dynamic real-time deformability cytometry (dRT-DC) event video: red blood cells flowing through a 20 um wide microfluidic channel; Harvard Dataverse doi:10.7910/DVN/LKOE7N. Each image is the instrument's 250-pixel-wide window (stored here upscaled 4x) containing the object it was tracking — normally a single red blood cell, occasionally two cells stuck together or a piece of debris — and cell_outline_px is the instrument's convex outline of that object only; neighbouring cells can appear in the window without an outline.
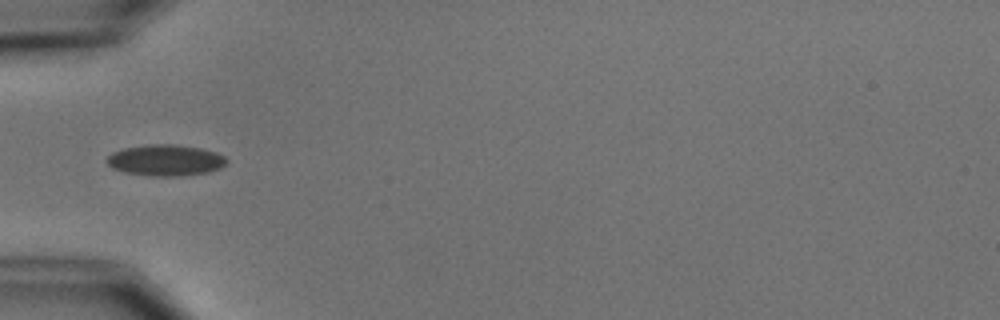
{"species": "common noctule bat (a hibernating species)", "species_latin": "Nyctalus noctula", "temperature_condition": "cold", "stored_images_in_passage": 5, "camera_frame_rate_fps": 3000, "um_per_image_px": 0.085, "animal": {"sex": "male", "body_mass_g": 15.6}, "frame": {"image": 1, "passage_image": 5, "time_ms": 5.0, "image_size_px": [1000, 320], "cell_outline_px": [[228, 160], [220, 168], [208, 172], [180, 176], [152, 176], [124, 172], [112, 168], [104, 160], [112, 152], [124, 148], [148, 144], [176, 144], [200, 148], [216, 152], [224, 156]], "centroid_in_image_um": [14.04, 13.61], "position_along_channel_um": 71.0, "area_um2": 21.85}}